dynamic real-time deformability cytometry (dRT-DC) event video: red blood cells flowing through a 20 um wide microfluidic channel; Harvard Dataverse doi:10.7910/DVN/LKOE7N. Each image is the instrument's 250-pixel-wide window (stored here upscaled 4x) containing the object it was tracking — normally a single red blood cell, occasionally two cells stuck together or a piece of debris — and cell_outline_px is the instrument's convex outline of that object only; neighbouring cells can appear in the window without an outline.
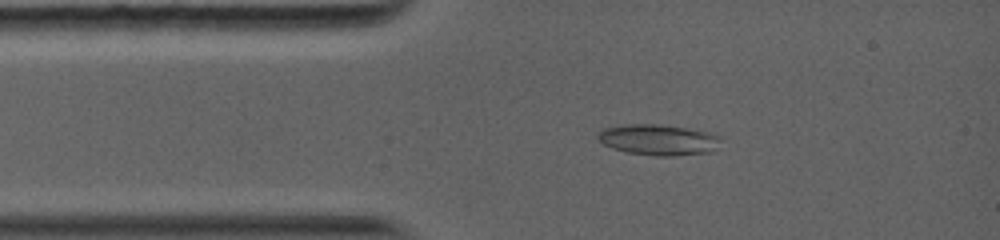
{"species": "common noctule bat (a hibernating species)", "species_latin": "Nyctalus noctula", "temperature_condition": "warm", "stored_images_in_passage": 70, "camera_frame_rate_fps": 5000, "um_per_image_px": 0.085, "animal": {"sex": "female", "body_mass_g": 19.0, "forearm_length_mm": 56.7}, "frame": {"image": 1, "passage_image": 10, "time_ms": 1.6, "image_size_px": [1000, 240], "cell_outline_px": [[720, 140], [708, 152], [672, 156], [656, 156], [628, 152], [612, 148], [604, 144], [596, 136], [604, 128], [624, 124], [660, 124], [688, 128], [708, 132], [720, 136]], "centroid_in_image_um": [55.92, 11.87], "position_along_channel_um": 29.1, "area_um2": 21.79}}
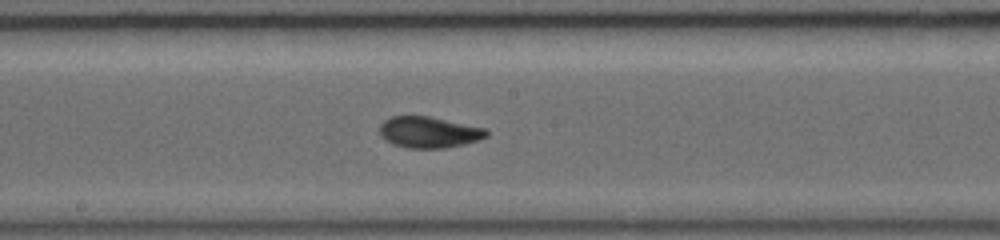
{"frame": {"image": 2, "passage_image": 36, "time_ms": 6.4, "image_size_px": [1000, 240], "cell_outline_px": [[488, 136], [464, 144], [444, 148], [408, 148], [392, 144], [380, 136], [380, 124], [384, 120], [392, 116], [428, 116], [488, 128]], "centroid_in_image_um": [36.46, 11.23], "position_along_channel_um": 211.7, "area_um2": 19.48}}
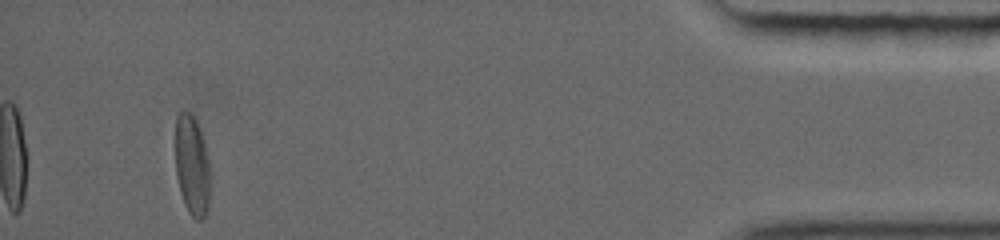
{"frame": {"image": 3, "passage_image": 69, "time_ms": 13.4, "image_size_px": [1000, 240], "cell_outline_px": [[208, 208], [204, 216], [200, 220], [196, 220], [188, 212], [184, 204], [180, 192], [176, 176], [176, 116], [180, 112], [192, 112], [196, 120], [208, 156]], "centroid_in_image_um": [16.3, 14.07], "position_along_channel_um": 418.9, "area_um2": 20.0}, "authors_computed_cell_mechanics": {"area_um2": 19.2185, "velocity_mm_per_s": 4.1462, "shape_relaxation_time_tau1_ms": 4.5005, "shape_relaxation_time_tau2_ms": 2.3462, "deformation_change_tau1": 0.1741, "deformation_change_tau2": 0.0852}}